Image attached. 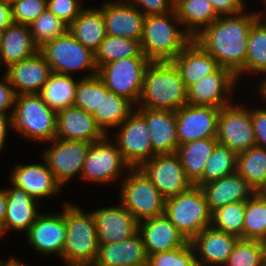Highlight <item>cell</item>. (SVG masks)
I'll return each mask as SVG.
<instances>
[{"mask_svg":"<svg viewBox=\"0 0 266 266\" xmlns=\"http://www.w3.org/2000/svg\"><path fill=\"white\" fill-rule=\"evenodd\" d=\"M266 72V27L257 19L248 34L243 73Z\"/></svg>","mask_w":266,"mask_h":266,"instance_id":"cell-40","label":"cell"},{"mask_svg":"<svg viewBox=\"0 0 266 266\" xmlns=\"http://www.w3.org/2000/svg\"><path fill=\"white\" fill-rule=\"evenodd\" d=\"M239 238L212 226L203 229L190 242L195 250L198 266L225 265ZM200 256V258L198 257Z\"/></svg>","mask_w":266,"mask_h":266,"instance_id":"cell-23","label":"cell"},{"mask_svg":"<svg viewBox=\"0 0 266 266\" xmlns=\"http://www.w3.org/2000/svg\"><path fill=\"white\" fill-rule=\"evenodd\" d=\"M236 172L255 190L266 186V148L253 146L237 154Z\"/></svg>","mask_w":266,"mask_h":266,"instance_id":"cell-36","label":"cell"},{"mask_svg":"<svg viewBox=\"0 0 266 266\" xmlns=\"http://www.w3.org/2000/svg\"><path fill=\"white\" fill-rule=\"evenodd\" d=\"M174 10L192 37L219 17L209 0H175Z\"/></svg>","mask_w":266,"mask_h":266,"instance_id":"cell-34","label":"cell"},{"mask_svg":"<svg viewBox=\"0 0 266 266\" xmlns=\"http://www.w3.org/2000/svg\"><path fill=\"white\" fill-rule=\"evenodd\" d=\"M3 32L4 30H0V45H1L2 37H3Z\"/></svg>","mask_w":266,"mask_h":266,"instance_id":"cell-60","label":"cell"},{"mask_svg":"<svg viewBox=\"0 0 266 266\" xmlns=\"http://www.w3.org/2000/svg\"><path fill=\"white\" fill-rule=\"evenodd\" d=\"M56 121L57 139L93 143L106 135L92 114L74 105L58 111Z\"/></svg>","mask_w":266,"mask_h":266,"instance_id":"cell-22","label":"cell"},{"mask_svg":"<svg viewBox=\"0 0 266 266\" xmlns=\"http://www.w3.org/2000/svg\"><path fill=\"white\" fill-rule=\"evenodd\" d=\"M6 194L7 210L4 226L0 229V237L10 228L14 231L27 232L39 215L36 207L38 201L24 190L13 186L12 189H6Z\"/></svg>","mask_w":266,"mask_h":266,"instance_id":"cell-29","label":"cell"},{"mask_svg":"<svg viewBox=\"0 0 266 266\" xmlns=\"http://www.w3.org/2000/svg\"><path fill=\"white\" fill-rule=\"evenodd\" d=\"M101 102V78L97 73H91L79 79L75 89L74 106L93 114Z\"/></svg>","mask_w":266,"mask_h":266,"instance_id":"cell-43","label":"cell"},{"mask_svg":"<svg viewBox=\"0 0 266 266\" xmlns=\"http://www.w3.org/2000/svg\"><path fill=\"white\" fill-rule=\"evenodd\" d=\"M107 134L90 144L87 157L81 171L82 178L96 182H112L120 177L122 168L130 165L124 160L116 144L109 142Z\"/></svg>","mask_w":266,"mask_h":266,"instance_id":"cell-12","label":"cell"},{"mask_svg":"<svg viewBox=\"0 0 266 266\" xmlns=\"http://www.w3.org/2000/svg\"><path fill=\"white\" fill-rule=\"evenodd\" d=\"M218 144L227 146L236 154L255 146L252 109L232 105L220 108L217 135Z\"/></svg>","mask_w":266,"mask_h":266,"instance_id":"cell-10","label":"cell"},{"mask_svg":"<svg viewBox=\"0 0 266 266\" xmlns=\"http://www.w3.org/2000/svg\"><path fill=\"white\" fill-rule=\"evenodd\" d=\"M33 42L40 48L45 42L65 35L69 31V25L57 18L46 9L31 24H29Z\"/></svg>","mask_w":266,"mask_h":266,"instance_id":"cell-42","label":"cell"},{"mask_svg":"<svg viewBox=\"0 0 266 266\" xmlns=\"http://www.w3.org/2000/svg\"><path fill=\"white\" fill-rule=\"evenodd\" d=\"M7 210L6 189H0V229L4 226L5 215Z\"/></svg>","mask_w":266,"mask_h":266,"instance_id":"cell-54","label":"cell"},{"mask_svg":"<svg viewBox=\"0 0 266 266\" xmlns=\"http://www.w3.org/2000/svg\"><path fill=\"white\" fill-rule=\"evenodd\" d=\"M44 164L16 165L10 175L12 185L37 201L55 195L62 185L55 179L46 162Z\"/></svg>","mask_w":266,"mask_h":266,"instance_id":"cell-24","label":"cell"},{"mask_svg":"<svg viewBox=\"0 0 266 266\" xmlns=\"http://www.w3.org/2000/svg\"><path fill=\"white\" fill-rule=\"evenodd\" d=\"M263 246V260H264V266H266V239L261 241Z\"/></svg>","mask_w":266,"mask_h":266,"instance_id":"cell-57","label":"cell"},{"mask_svg":"<svg viewBox=\"0 0 266 266\" xmlns=\"http://www.w3.org/2000/svg\"><path fill=\"white\" fill-rule=\"evenodd\" d=\"M65 203L66 241L62 258L67 266H92L98 251V238L93 213Z\"/></svg>","mask_w":266,"mask_h":266,"instance_id":"cell-4","label":"cell"},{"mask_svg":"<svg viewBox=\"0 0 266 266\" xmlns=\"http://www.w3.org/2000/svg\"><path fill=\"white\" fill-rule=\"evenodd\" d=\"M14 23L11 3L0 0V30H5Z\"/></svg>","mask_w":266,"mask_h":266,"instance_id":"cell-52","label":"cell"},{"mask_svg":"<svg viewBox=\"0 0 266 266\" xmlns=\"http://www.w3.org/2000/svg\"><path fill=\"white\" fill-rule=\"evenodd\" d=\"M51 73L49 64L38 50L31 57L9 66L5 74L15 94L19 95L38 94Z\"/></svg>","mask_w":266,"mask_h":266,"instance_id":"cell-18","label":"cell"},{"mask_svg":"<svg viewBox=\"0 0 266 266\" xmlns=\"http://www.w3.org/2000/svg\"><path fill=\"white\" fill-rule=\"evenodd\" d=\"M79 0H47V9L70 25L83 10Z\"/></svg>","mask_w":266,"mask_h":266,"instance_id":"cell-47","label":"cell"},{"mask_svg":"<svg viewBox=\"0 0 266 266\" xmlns=\"http://www.w3.org/2000/svg\"><path fill=\"white\" fill-rule=\"evenodd\" d=\"M0 266H25V265L22 264V262L20 263L18 260L11 258L8 259L7 261L0 260Z\"/></svg>","mask_w":266,"mask_h":266,"instance_id":"cell-55","label":"cell"},{"mask_svg":"<svg viewBox=\"0 0 266 266\" xmlns=\"http://www.w3.org/2000/svg\"><path fill=\"white\" fill-rule=\"evenodd\" d=\"M78 80L66 74L51 73L38 93L44 102L56 112L74 105Z\"/></svg>","mask_w":266,"mask_h":266,"instance_id":"cell-35","label":"cell"},{"mask_svg":"<svg viewBox=\"0 0 266 266\" xmlns=\"http://www.w3.org/2000/svg\"><path fill=\"white\" fill-rule=\"evenodd\" d=\"M137 111L145 118L156 154L176 153L179 146L176 131V114L171 110L139 108Z\"/></svg>","mask_w":266,"mask_h":266,"instance_id":"cell-25","label":"cell"},{"mask_svg":"<svg viewBox=\"0 0 266 266\" xmlns=\"http://www.w3.org/2000/svg\"><path fill=\"white\" fill-rule=\"evenodd\" d=\"M51 142L53 146L44 152L43 158L55 179L63 186L77 173L81 174L91 143L57 138Z\"/></svg>","mask_w":266,"mask_h":266,"instance_id":"cell-14","label":"cell"},{"mask_svg":"<svg viewBox=\"0 0 266 266\" xmlns=\"http://www.w3.org/2000/svg\"><path fill=\"white\" fill-rule=\"evenodd\" d=\"M115 133L116 145L131 168H139L153 157V147L145 118L136 110L120 125Z\"/></svg>","mask_w":266,"mask_h":266,"instance_id":"cell-11","label":"cell"},{"mask_svg":"<svg viewBox=\"0 0 266 266\" xmlns=\"http://www.w3.org/2000/svg\"><path fill=\"white\" fill-rule=\"evenodd\" d=\"M201 189L211 212L230 203L247 201L256 193L237 172L204 184Z\"/></svg>","mask_w":266,"mask_h":266,"instance_id":"cell-28","label":"cell"},{"mask_svg":"<svg viewBox=\"0 0 266 266\" xmlns=\"http://www.w3.org/2000/svg\"><path fill=\"white\" fill-rule=\"evenodd\" d=\"M266 198V186L260 192Z\"/></svg>","mask_w":266,"mask_h":266,"instance_id":"cell-59","label":"cell"},{"mask_svg":"<svg viewBox=\"0 0 266 266\" xmlns=\"http://www.w3.org/2000/svg\"><path fill=\"white\" fill-rule=\"evenodd\" d=\"M10 115L11 129L34 141H52L56 138L57 112L51 109L39 94L15 96Z\"/></svg>","mask_w":266,"mask_h":266,"instance_id":"cell-5","label":"cell"},{"mask_svg":"<svg viewBox=\"0 0 266 266\" xmlns=\"http://www.w3.org/2000/svg\"><path fill=\"white\" fill-rule=\"evenodd\" d=\"M265 1V5H266V0H264ZM266 11V10H265ZM257 14V17H258V20L266 27V21H264L263 22V20H261L262 18V16H260V13H256ZM266 17V16H265ZM265 20H266V18H265Z\"/></svg>","mask_w":266,"mask_h":266,"instance_id":"cell-58","label":"cell"},{"mask_svg":"<svg viewBox=\"0 0 266 266\" xmlns=\"http://www.w3.org/2000/svg\"><path fill=\"white\" fill-rule=\"evenodd\" d=\"M147 266H198L196 254L189 241L186 245L167 252L148 256Z\"/></svg>","mask_w":266,"mask_h":266,"instance_id":"cell-45","label":"cell"},{"mask_svg":"<svg viewBox=\"0 0 266 266\" xmlns=\"http://www.w3.org/2000/svg\"><path fill=\"white\" fill-rule=\"evenodd\" d=\"M138 232L142 237L147 257L159 252L172 251L189 242L165 214L139 222Z\"/></svg>","mask_w":266,"mask_h":266,"instance_id":"cell-20","label":"cell"},{"mask_svg":"<svg viewBox=\"0 0 266 266\" xmlns=\"http://www.w3.org/2000/svg\"><path fill=\"white\" fill-rule=\"evenodd\" d=\"M224 266H264L261 241L239 238Z\"/></svg>","mask_w":266,"mask_h":266,"instance_id":"cell-44","label":"cell"},{"mask_svg":"<svg viewBox=\"0 0 266 266\" xmlns=\"http://www.w3.org/2000/svg\"><path fill=\"white\" fill-rule=\"evenodd\" d=\"M219 16L236 15L244 10L243 0H209Z\"/></svg>","mask_w":266,"mask_h":266,"instance_id":"cell-50","label":"cell"},{"mask_svg":"<svg viewBox=\"0 0 266 266\" xmlns=\"http://www.w3.org/2000/svg\"><path fill=\"white\" fill-rule=\"evenodd\" d=\"M136 8L143 7L141 12L147 15L165 14L174 11L175 0H127Z\"/></svg>","mask_w":266,"mask_h":266,"instance_id":"cell-48","label":"cell"},{"mask_svg":"<svg viewBox=\"0 0 266 266\" xmlns=\"http://www.w3.org/2000/svg\"><path fill=\"white\" fill-rule=\"evenodd\" d=\"M107 35L141 41L145 15L128 2H106L101 8Z\"/></svg>","mask_w":266,"mask_h":266,"instance_id":"cell-19","label":"cell"},{"mask_svg":"<svg viewBox=\"0 0 266 266\" xmlns=\"http://www.w3.org/2000/svg\"><path fill=\"white\" fill-rule=\"evenodd\" d=\"M69 32L85 48L95 53L107 36L101 9H84L69 25Z\"/></svg>","mask_w":266,"mask_h":266,"instance_id":"cell-31","label":"cell"},{"mask_svg":"<svg viewBox=\"0 0 266 266\" xmlns=\"http://www.w3.org/2000/svg\"><path fill=\"white\" fill-rule=\"evenodd\" d=\"M146 57L140 46V41L107 35L95 52V63L97 68L123 58Z\"/></svg>","mask_w":266,"mask_h":266,"instance_id":"cell-37","label":"cell"},{"mask_svg":"<svg viewBox=\"0 0 266 266\" xmlns=\"http://www.w3.org/2000/svg\"><path fill=\"white\" fill-rule=\"evenodd\" d=\"M14 23L31 24L47 9V0L11 1Z\"/></svg>","mask_w":266,"mask_h":266,"instance_id":"cell-46","label":"cell"},{"mask_svg":"<svg viewBox=\"0 0 266 266\" xmlns=\"http://www.w3.org/2000/svg\"><path fill=\"white\" fill-rule=\"evenodd\" d=\"M39 50L33 42L29 25L13 23L4 32L0 45V64L9 66L31 57Z\"/></svg>","mask_w":266,"mask_h":266,"instance_id":"cell-30","label":"cell"},{"mask_svg":"<svg viewBox=\"0 0 266 266\" xmlns=\"http://www.w3.org/2000/svg\"><path fill=\"white\" fill-rule=\"evenodd\" d=\"M39 51L53 73L71 75L73 71L81 69H90L98 73L95 53L85 48L69 31L45 42Z\"/></svg>","mask_w":266,"mask_h":266,"instance_id":"cell-9","label":"cell"},{"mask_svg":"<svg viewBox=\"0 0 266 266\" xmlns=\"http://www.w3.org/2000/svg\"><path fill=\"white\" fill-rule=\"evenodd\" d=\"M244 216L245 201L230 203L212 212L211 226L243 239Z\"/></svg>","mask_w":266,"mask_h":266,"instance_id":"cell-41","label":"cell"},{"mask_svg":"<svg viewBox=\"0 0 266 266\" xmlns=\"http://www.w3.org/2000/svg\"><path fill=\"white\" fill-rule=\"evenodd\" d=\"M236 82V76L229 69L218 67L213 73L187 88V103L213 108L224 107L230 104L228 95L224 94L231 93Z\"/></svg>","mask_w":266,"mask_h":266,"instance_id":"cell-16","label":"cell"},{"mask_svg":"<svg viewBox=\"0 0 266 266\" xmlns=\"http://www.w3.org/2000/svg\"><path fill=\"white\" fill-rule=\"evenodd\" d=\"M147 254L139 232L123 241L99 243L92 266H147Z\"/></svg>","mask_w":266,"mask_h":266,"instance_id":"cell-26","label":"cell"},{"mask_svg":"<svg viewBox=\"0 0 266 266\" xmlns=\"http://www.w3.org/2000/svg\"><path fill=\"white\" fill-rule=\"evenodd\" d=\"M171 62L178 69L186 88L219 67L216 59L194 39Z\"/></svg>","mask_w":266,"mask_h":266,"instance_id":"cell-27","label":"cell"},{"mask_svg":"<svg viewBox=\"0 0 266 266\" xmlns=\"http://www.w3.org/2000/svg\"><path fill=\"white\" fill-rule=\"evenodd\" d=\"M170 18L175 21L172 22ZM177 22L181 24L175 10L145 16L140 46L151 62L172 61L193 39L186 30L175 26Z\"/></svg>","mask_w":266,"mask_h":266,"instance_id":"cell-3","label":"cell"},{"mask_svg":"<svg viewBox=\"0 0 266 266\" xmlns=\"http://www.w3.org/2000/svg\"><path fill=\"white\" fill-rule=\"evenodd\" d=\"M151 61L147 57L123 58L98 68L106 88L133 104L138 103L144 74Z\"/></svg>","mask_w":266,"mask_h":266,"instance_id":"cell-8","label":"cell"},{"mask_svg":"<svg viewBox=\"0 0 266 266\" xmlns=\"http://www.w3.org/2000/svg\"><path fill=\"white\" fill-rule=\"evenodd\" d=\"M220 108L186 104L175 112L179 145L216 137Z\"/></svg>","mask_w":266,"mask_h":266,"instance_id":"cell-15","label":"cell"},{"mask_svg":"<svg viewBox=\"0 0 266 266\" xmlns=\"http://www.w3.org/2000/svg\"><path fill=\"white\" fill-rule=\"evenodd\" d=\"M164 214L176 228L191 241L203 229L211 226L212 212L201 187L165 199Z\"/></svg>","mask_w":266,"mask_h":266,"instance_id":"cell-6","label":"cell"},{"mask_svg":"<svg viewBox=\"0 0 266 266\" xmlns=\"http://www.w3.org/2000/svg\"><path fill=\"white\" fill-rule=\"evenodd\" d=\"M4 81H0V115H7V110L14 107L15 92L5 74Z\"/></svg>","mask_w":266,"mask_h":266,"instance_id":"cell-51","label":"cell"},{"mask_svg":"<svg viewBox=\"0 0 266 266\" xmlns=\"http://www.w3.org/2000/svg\"><path fill=\"white\" fill-rule=\"evenodd\" d=\"M243 239H266V198L260 192L245 201Z\"/></svg>","mask_w":266,"mask_h":266,"instance_id":"cell-39","label":"cell"},{"mask_svg":"<svg viewBox=\"0 0 266 266\" xmlns=\"http://www.w3.org/2000/svg\"><path fill=\"white\" fill-rule=\"evenodd\" d=\"M237 154L227 146L217 144L208 158L202 176L193 184L201 187L236 172Z\"/></svg>","mask_w":266,"mask_h":266,"instance_id":"cell-38","label":"cell"},{"mask_svg":"<svg viewBox=\"0 0 266 266\" xmlns=\"http://www.w3.org/2000/svg\"><path fill=\"white\" fill-rule=\"evenodd\" d=\"M131 173L121 185V203L139 222L164 214L165 198L140 168Z\"/></svg>","mask_w":266,"mask_h":266,"instance_id":"cell-7","label":"cell"},{"mask_svg":"<svg viewBox=\"0 0 266 266\" xmlns=\"http://www.w3.org/2000/svg\"><path fill=\"white\" fill-rule=\"evenodd\" d=\"M11 127L10 116L9 115H0V151L4 147L7 130Z\"/></svg>","mask_w":266,"mask_h":266,"instance_id":"cell-53","label":"cell"},{"mask_svg":"<svg viewBox=\"0 0 266 266\" xmlns=\"http://www.w3.org/2000/svg\"><path fill=\"white\" fill-rule=\"evenodd\" d=\"M98 243L113 244L132 237L139 231V221L121 205L98 209L92 212Z\"/></svg>","mask_w":266,"mask_h":266,"instance_id":"cell-17","label":"cell"},{"mask_svg":"<svg viewBox=\"0 0 266 266\" xmlns=\"http://www.w3.org/2000/svg\"><path fill=\"white\" fill-rule=\"evenodd\" d=\"M260 84H261L260 88L258 87V89H259L260 95L263 96V100L265 101L266 100V77L265 79H263V81Z\"/></svg>","mask_w":266,"mask_h":266,"instance_id":"cell-56","label":"cell"},{"mask_svg":"<svg viewBox=\"0 0 266 266\" xmlns=\"http://www.w3.org/2000/svg\"><path fill=\"white\" fill-rule=\"evenodd\" d=\"M133 103L108 90L101 80V102L92 116L96 123L107 134V128L118 127L132 112Z\"/></svg>","mask_w":266,"mask_h":266,"instance_id":"cell-32","label":"cell"},{"mask_svg":"<svg viewBox=\"0 0 266 266\" xmlns=\"http://www.w3.org/2000/svg\"><path fill=\"white\" fill-rule=\"evenodd\" d=\"M257 19L256 13L219 16L193 39L216 59L219 67L229 69L238 80L243 74L248 34Z\"/></svg>","mask_w":266,"mask_h":266,"instance_id":"cell-1","label":"cell"},{"mask_svg":"<svg viewBox=\"0 0 266 266\" xmlns=\"http://www.w3.org/2000/svg\"><path fill=\"white\" fill-rule=\"evenodd\" d=\"M62 214H39L26 232L28 242L43 254L58 253L62 258V249L66 241L65 206Z\"/></svg>","mask_w":266,"mask_h":266,"instance_id":"cell-21","label":"cell"},{"mask_svg":"<svg viewBox=\"0 0 266 266\" xmlns=\"http://www.w3.org/2000/svg\"><path fill=\"white\" fill-rule=\"evenodd\" d=\"M139 168L165 199L185 192L193 185L186 177L176 153L156 154Z\"/></svg>","mask_w":266,"mask_h":266,"instance_id":"cell-13","label":"cell"},{"mask_svg":"<svg viewBox=\"0 0 266 266\" xmlns=\"http://www.w3.org/2000/svg\"><path fill=\"white\" fill-rule=\"evenodd\" d=\"M218 144L216 137L181 144L176 150L186 177L194 184L204 171L208 158Z\"/></svg>","mask_w":266,"mask_h":266,"instance_id":"cell-33","label":"cell"},{"mask_svg":"<svg viewBox=\"0 0 266 266\" xmlns=\"http://www.w3.org/2000/svg\"><path fill=\"white\" fill-rule=\"evenodd\" d=\"M255 144L266 148V109H252Z\"/></svg>","mask_w":266,"mask_h":266,"instance_id":"cell-49","label":"cell"},{"mask_svg":"<svg viewBox=\"0 0 266 266\" xmlns=\"http://www.w3.org/2000/svg\"><path fill=\"white\" fill-rule=\"evenodd\" d=\"M138 102L139 108L175 112L187 104V88L171 61L149 64L144 74Z\"/></svg>","mask_w":266,"mask_h":266,"instance_id":"cell-2","label":"cell"}]
</instances>
